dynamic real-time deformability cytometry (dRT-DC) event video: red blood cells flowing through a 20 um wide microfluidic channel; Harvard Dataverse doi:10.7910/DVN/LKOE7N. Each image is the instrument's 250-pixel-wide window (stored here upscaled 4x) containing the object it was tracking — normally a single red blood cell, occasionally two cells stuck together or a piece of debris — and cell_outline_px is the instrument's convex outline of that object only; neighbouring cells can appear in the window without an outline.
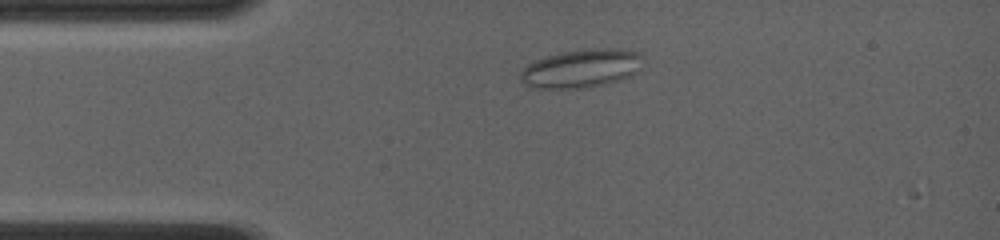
{"species": "common noctule bat (a hibernating species)", "species_latin": "Nyctalus noctula", "temperature_condition": "room temperature", "stored_images_in_passage": 42, "camera_frame_rate_fps": 4000, "um_per_image_px": 0.085, "animal": {"sex": "female", "body_mass_g": 19.0, "forearm_length_mm": 56.7}, "frame": {"image": 1, "passage_image": 7, "time_ms": 1.5, "image_size_px": [1000, 240], "cell_outline_px": [[644, 56], [640, 68], [636, 72], [620, 80], [604, 84], [584, 88], [532, 88], [524, 84], [520, 80], [520, 72], [528, 64], [544, 56], [564, 52], [592, 48], [620, 48], [640, 52]], "centroid_in_image_um": [49.43, 5.81], "position_along_channel_um": 35.6, "area_um2": 27.63}}
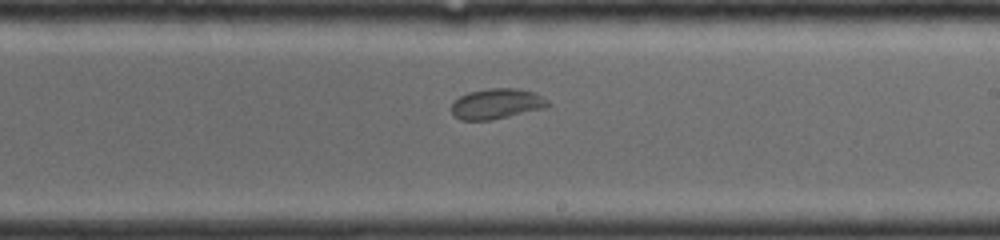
{"frame": {"image": 2, "passage_image": 22, "time_ms": 5.25, "image_size_px": [1000, 240], "cell_outline_px": [[552, 104], [544, 108], [492, 120], [460, 120], [452, 112], [452, 104], [460, 96], [468, 92], [488, 88], [516, 88], [532, 92], [548, 100]], "centroid_in_image_um": [42.22, 8.82], "position_along_channel_um": 246.8, "area_um2": 16.94}}
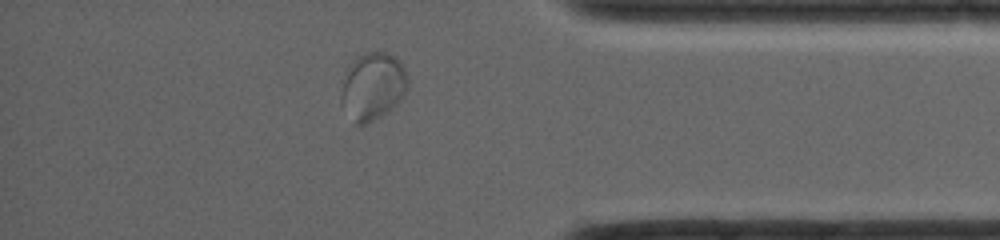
{"frame": {"image": 3, "passage_image": 37, "time_ms": 9.0, "image_size_px": [1000, 240], "cell_outline_px": [[408, 88], [400, 100], [388, 112], [364, 124], [356, 124], [340, 104], [340, 96], [344, 72], [356, 56], [364, 52], [384, 52], [396, 56], [404, 68], [408, 76]], "centroid_in_image_um": [31.67, 7.31], "position_along_channel_um": 403.5, "area_um2": 26.47}}